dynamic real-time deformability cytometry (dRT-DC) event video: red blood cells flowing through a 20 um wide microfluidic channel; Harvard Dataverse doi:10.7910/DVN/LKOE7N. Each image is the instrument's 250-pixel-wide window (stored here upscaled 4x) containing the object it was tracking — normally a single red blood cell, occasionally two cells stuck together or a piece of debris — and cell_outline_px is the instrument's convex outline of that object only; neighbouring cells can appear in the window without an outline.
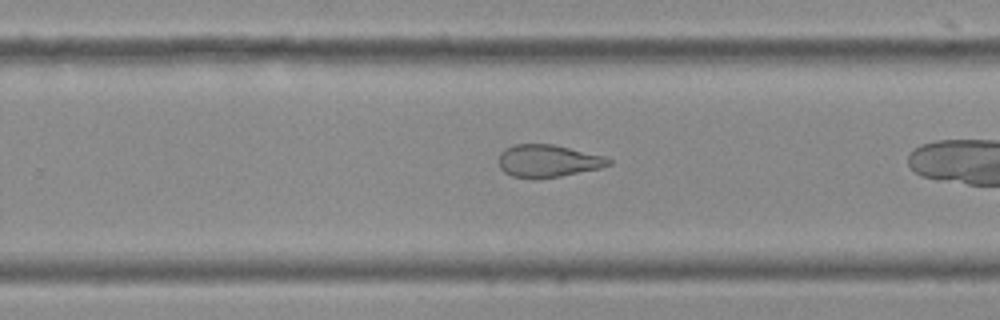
{"species": "Egyptian fruit bat (a non-hibernating species)", "species_latin": "Rousettus aegyptiacus", "temperature_condition": "cold", "stored_images_in_passage": 22, "camera_frame_rate_fps": 3000, "um_per_image_px": 0.085, "frame": {"image": 1, "passage_image": 16, "time_ms": 5.0, "image_size_px": [1000, 320], "cell_outline_px": [[612, 164], [600, 168], [560, 176], [536, 180], [532, 180], [512, 176], [504, 172], [500, 168], [496, 160], [500, 152], [504, 148], [512, 144], [552, 144], [604, 156], [612, 160]], "centroid_in_image_um": [46.5, 13.69], "position_along_channel_um": 283.3, "area_um2": 21.21}}